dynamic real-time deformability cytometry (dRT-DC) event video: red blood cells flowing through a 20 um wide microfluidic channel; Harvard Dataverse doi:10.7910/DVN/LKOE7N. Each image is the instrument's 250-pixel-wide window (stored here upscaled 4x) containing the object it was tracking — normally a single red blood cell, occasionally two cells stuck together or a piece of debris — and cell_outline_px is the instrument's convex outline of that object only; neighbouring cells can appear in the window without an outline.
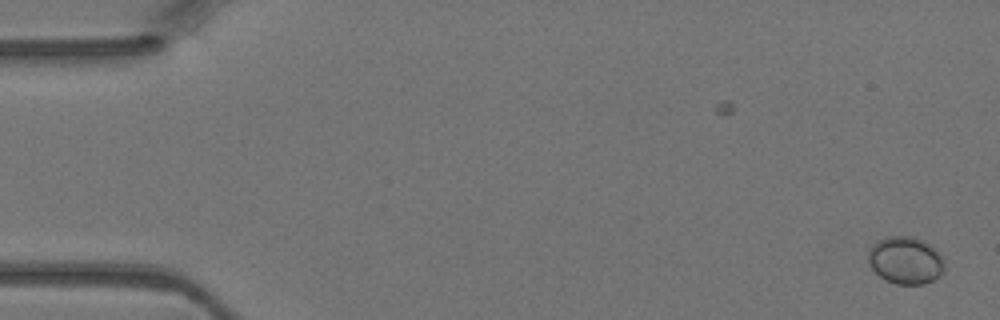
{"species": "Egyptian fruit bat (a non-hibernating species)", "species_latin": "Rousettus aegyptiacus", "temperature_condition": "warm", "stored_images_in_passage": 6, "camera_frame_rate_fps": 3000, "um_per_image_px": 0.085, "animal": {"sex": "female"}, "frame": {"image": 1, "passage_image": 1, "time_ms": 0.0, "image_size_px": [1000, 320], "cell_outline_px": [[944, 268], [932, 280], [924, 284], [896, 284], [884, 280], [868, 264], [868, 252], [872, 244], [888, 236], [916, 236], [928, 244], [944, 260]], "centroid_in_image_um": [76.92, 22.12], "position_along_channel_um": 8.1, "area_um2": 20.81}}
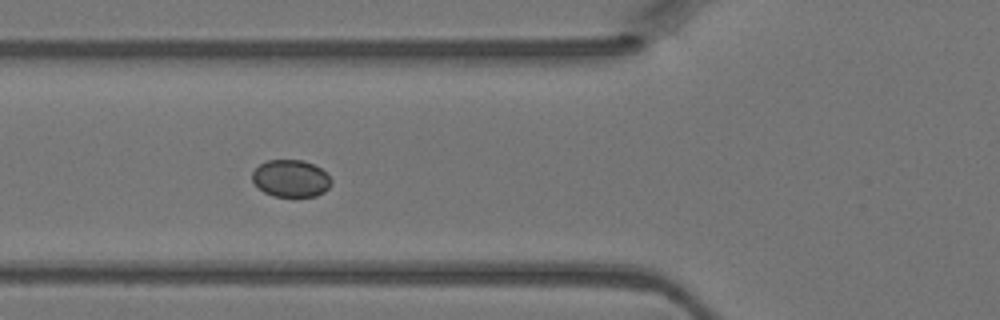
{"frame": {"image": 2, "passage_image": 5, "time_ms": 1.333, "image_size_px": [1000, 320], "cell_outline_px": [[332, 184], [324, 192], [316, 196], [272, 196], [264, 192], [252, 180], [252, 172], [260, 164], [268, 160], [304, 160], [328, 172], [332, 180]], "centroid_in_image_um": [24.75, 15.16], "position_along_channel_um": 101.0, "area_um2": 17.17}}
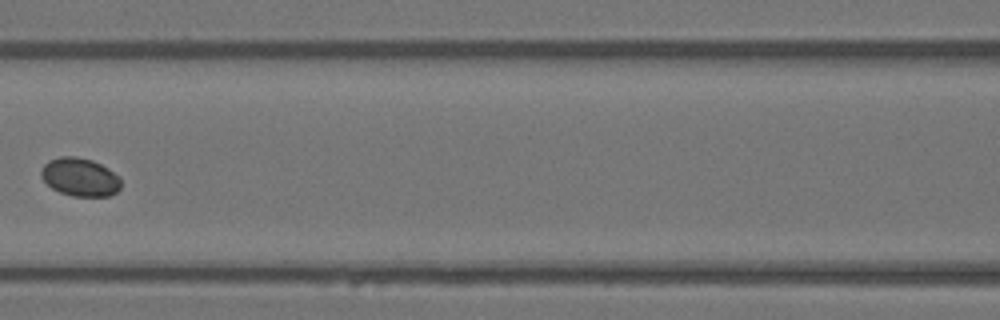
{"frame": {"image": 3, "passage_image": 6, "time_ms": 1.667, "image_size_px": [1000, 320], "cell_outline_px": [[120, 188], [116, 192], [108, 196], [72, 196], [60, 192], [52, 188], [40, 176], [40, 172], [44, 164], [48, 160], [60, 156], [76, 156], [92, 160], [108, 168], [120, 176]], "centroid_in_image_um": [6.79, 15.04], "position_along_channel_um": 159.8, "area_um2": 17.86}}